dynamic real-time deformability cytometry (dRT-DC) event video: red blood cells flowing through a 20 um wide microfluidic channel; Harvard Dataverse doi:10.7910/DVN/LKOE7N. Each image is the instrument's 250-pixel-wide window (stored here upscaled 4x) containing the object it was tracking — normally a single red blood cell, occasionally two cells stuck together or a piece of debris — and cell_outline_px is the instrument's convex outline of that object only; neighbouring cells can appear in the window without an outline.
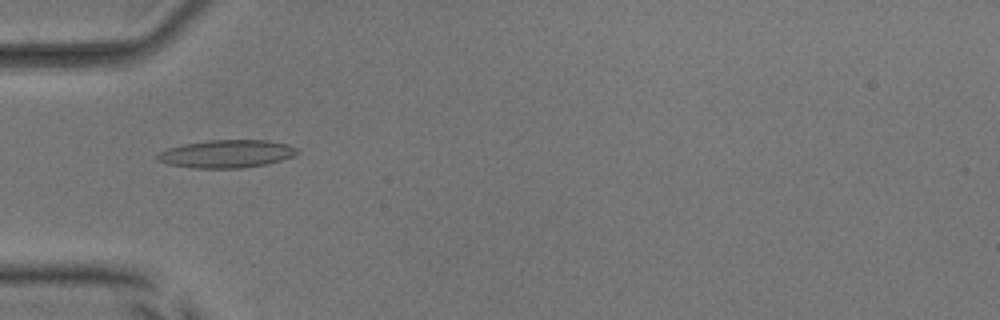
{"species": "common noctule bat (a hibernating species)", "species_latin": "Nyctalus noctula", "temperature_condition": "room temperature", "stored_images_in_passage": 38, "camera_frame_rate_fps": 3000, "um_per_image_px": 0.085, "animal": {"sex": "male", "body_mass_g": 17.9, "forearm_length_mm": 54.2}, "frame": {"image": 1, "passage_image": 10, "time_ms": 3.0, "image_size_px": [1000, 320], "cell_outline_px": [[300, 152], [292, 156], [268, 164], [244, 168], [192, 168], [168, 164], [156, 160], [156, 156], [160, 152], [168, 148], [184, 144], [208, 140], [268, 140], [288, 144], [296, 148]], "centroid_in_image_um": [19.26, 13.08], "position_along_channel_um": 65.7, "area_um2": 22.77}}
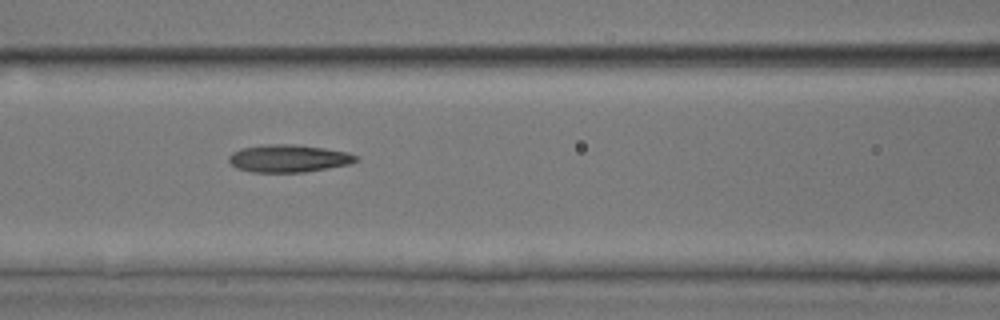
{"frame": {"image": 2, "passage_image": 16, "time_ms": 5.0, "image_size_px": [1000, 320], "cell_outline_px": [[360, 160], [348, 164], [328, 168], [304, 172], [252, 172], [236, 168], [228, 160], [228, 156], [232, 152], [240, 148], [264, 144], [292, 144], [324, 148], [348, 152], [360, 156]], "centroid_in_image_um": [24.53, 13.46], "position_along_channel_um": 142.1, "area_um2": 20.58}}
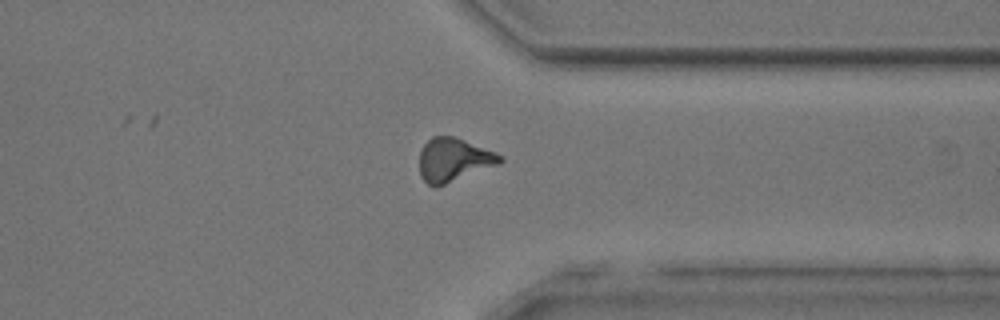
{"frame": {"image": 3, "passage_image": 34, "time_ms": 11.0, "image_size_px": [1000, 320], "cell_outline_px": [[504, 160], [500, 164], [436, 188], [428, 184], [420, 176], [420, 152], [424, 144], [432, 136], [452, 136], [464, 140], [504, 156]], "centroid_in_image_um": [38.56, 13.61], "position_along_channel_um": 372.8, "area_um2": 20.46}, "authors_computed_cell_mechanics": {"area_um2": 20.3167, "velocity_mm_per_s": 3.8757, "shape_relaxation_time_tau1_ms": null, "shape_relaxation_time_tau2_ms": 3.0226, "deformation_change_tau1": null, "deformation_change_tau2": 0.1345}}